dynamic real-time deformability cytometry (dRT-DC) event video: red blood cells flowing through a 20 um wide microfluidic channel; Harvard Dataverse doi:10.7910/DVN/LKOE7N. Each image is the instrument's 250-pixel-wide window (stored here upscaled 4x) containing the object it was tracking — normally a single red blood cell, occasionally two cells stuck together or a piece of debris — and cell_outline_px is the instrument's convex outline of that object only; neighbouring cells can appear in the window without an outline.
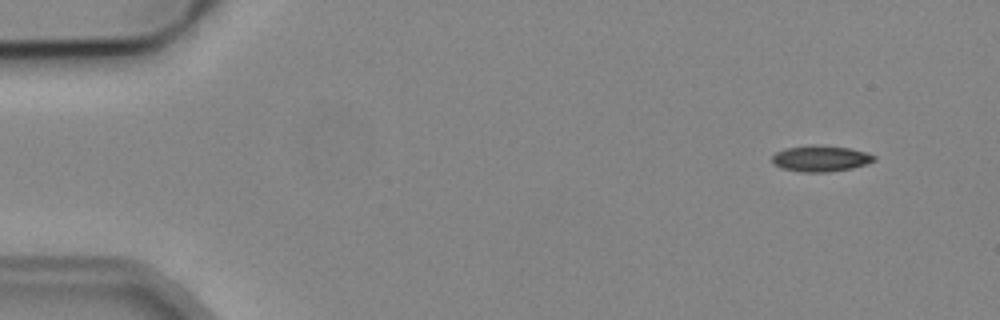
{"species": "common noctule bat (a hibernating species)", "species_latin": "Nyctalus noctula", "temperature_condition": "cold", "stored_images_in_passage": 4, "camera_frame_rate_fps": 3000, "um_per_image_px": 0.085, "animal": {"sex": "male", "body_mass_g": 19.2, "forearm_length_mm": 51.8}, "frame": {"image": 1, "passage_image": 1, "time_ms": 0.0, "image_size_px": [1000, 320], "cell_outline_px": [[876, 160], [852, 168], [828, 172], [800, 172], [780, 168], [772, 164], [772, 156], [776, 152], [784, 148], [816, 144], [824, 144], [848, 148], [864, 152], [876, 156]], "centroid_in_image_um": [69.7, 13.47], "position_along_channel_um": 15.3, "area_um2": 15.66}}
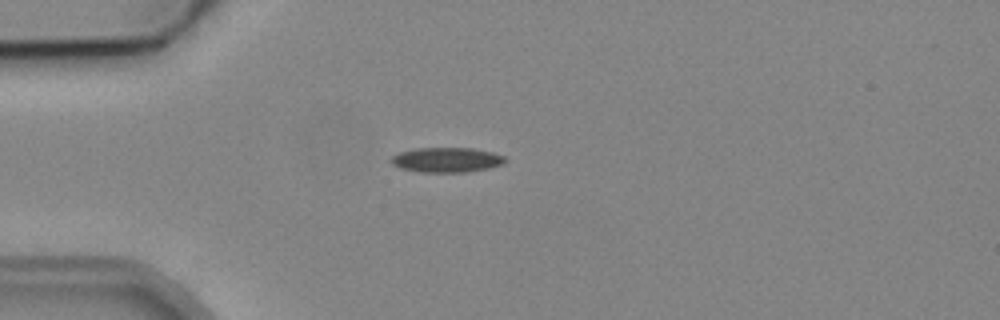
{"frame": {"image": 2, "passage_image": 4, "time_ms": 3.333, "image_size_px": [1000, 320], "cell_outline_px": [[508, 160], [504, 164], [488, 168], [468, 172], [420, 172], [400, 168], [392, 164], [388, 160], [392, 156], [400, 152], [416, 148], [472, 148], [492, 152], [504, 156]], "centroid_in_image_um": [37.97, 13.59], "position_along_channel_um": 47.0, "area_um2": 16.65}}